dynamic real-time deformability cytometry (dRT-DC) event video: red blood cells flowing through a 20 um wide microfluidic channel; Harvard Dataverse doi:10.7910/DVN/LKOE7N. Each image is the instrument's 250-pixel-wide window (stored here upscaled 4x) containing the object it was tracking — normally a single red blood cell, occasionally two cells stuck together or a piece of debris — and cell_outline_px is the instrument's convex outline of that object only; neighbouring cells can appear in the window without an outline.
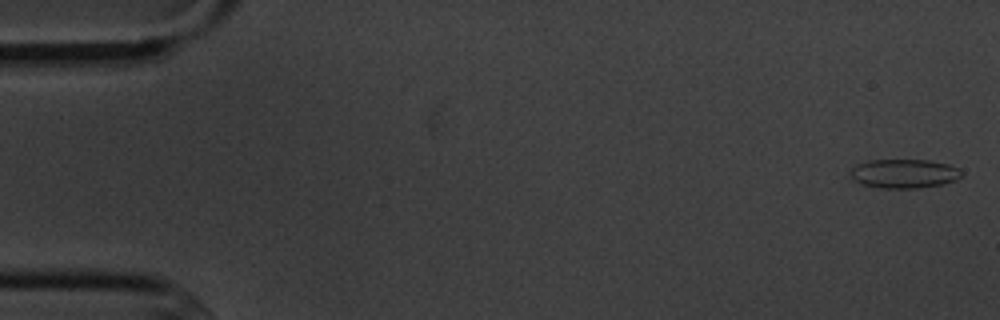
{"species": "common noctule bat (a hibernating species)", "species_latin": "Nyctalus noctula", "temperature_condition": "cold", "stored_images_in_passage": 3, "camera_frame_rate_fps": 3000, "um_per_image_px": 0.085, "animal": {"sex": "male", "body_mass_g": 20.1, "forearm_length_mm": 53.5}, "frame": {"image": 1, "passage_image": 1, "time_ms": 0.0, "image_size_px": [1000, 320], "cell_outline_px": [[964, 172], [956, 180], [940, 184], [916, 188], [880, 188], [864, 184], [852, 180], [852, 168], [856, 164], [868, 160], [928, 160], [948, 164], [960, 168]], "centroid_in_image_um": [76.86, 14.74], "position_along_channel_um": 8.1, "area_um2": 18.73}}